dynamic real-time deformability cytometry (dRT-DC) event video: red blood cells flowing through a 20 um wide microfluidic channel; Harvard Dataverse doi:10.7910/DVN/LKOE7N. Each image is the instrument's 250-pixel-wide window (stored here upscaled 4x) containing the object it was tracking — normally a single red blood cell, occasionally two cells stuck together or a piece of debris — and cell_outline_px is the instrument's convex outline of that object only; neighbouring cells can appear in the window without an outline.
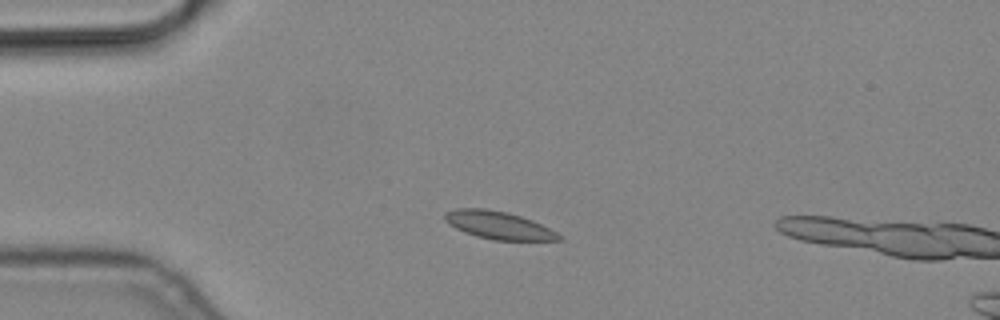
{"species": "common noctule bat (a hibernating species)", "species_latin": "Nyctalus noctula", "temperature_condition": "cold", "stored_images_in_passage": 2, "camera_frame_rate_fps": 3000, "um_per_image_px": 0.085, "animal": {"sex": "male", "body_mass_g": 19.2, "forearm_length_mm": 51.8}, "frame": {"image": 1, "passage_image": 1, "time_ms": 0.0, "image_size_px": [1000, 320], "cell_outline_px": [[564, 240], [492, 240], [476, 236], [464, 232], [448, 224], [444, 220], [444, 212], [456, 208], [484, 208], [508, 212], [532, 220], [564, 236]], "centroid_in_image_um": [42.35, 19.14], "position_along_channel_um": 42.6, "area_um2": 18.55}}